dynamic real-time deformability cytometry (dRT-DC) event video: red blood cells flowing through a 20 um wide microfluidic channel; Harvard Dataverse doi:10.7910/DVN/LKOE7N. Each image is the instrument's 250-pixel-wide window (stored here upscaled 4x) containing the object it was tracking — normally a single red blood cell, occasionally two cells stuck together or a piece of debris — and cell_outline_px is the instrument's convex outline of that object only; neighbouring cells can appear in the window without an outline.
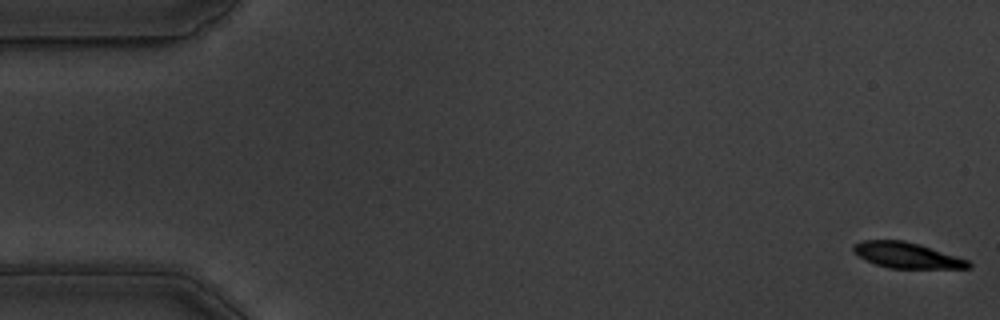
{"species": "common noctule bat (a hibernating species)", "species_latin": "Nyctalus noctula", "temperature_condition": "warm", "stored_images_in_passage": 55, "camera_frame_rate_fps": 3000, "um_per_image_px": 0.085, "animal": {"sex": "male", "body_mass_g": 19.5, "forearm_length_mm": 54.6}, "frame": {"image": 1, "passage_image": 1, "time_ms": 0.0, "image_size_px": [1000, 320], "cell_outline_px": [[972, 268], [888, 268], [876, 264], [852, 252], [852, 248], [856, 244], [864, 240], [904, 240], [920, 244], [968, 260], [972, 264]], "centroid_in_image_um": [77.1, 21.69], "position_along_channel_um": 7.9, "area_um2": 17.05}}
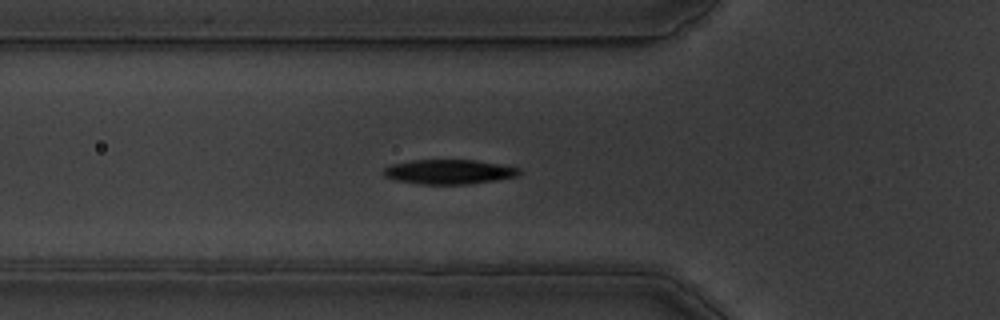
{"frame": {"image": 2, "passage_image": 19, "time_ms": 6.0, "image_size_px": [1000, 320], "cell_outline_px": [[520, 172], [516, 176], [496, 180], [468, 184], [420, 184], [396, 180], [384, 176], [384, 168], [392, 164], [412, 160], [476, 160], [500, 164], [520, 168]], "centroid_in_image_um": [38.16, 14.6], "position_along_channel_um": 87.6, "area_um2": 19.31}}
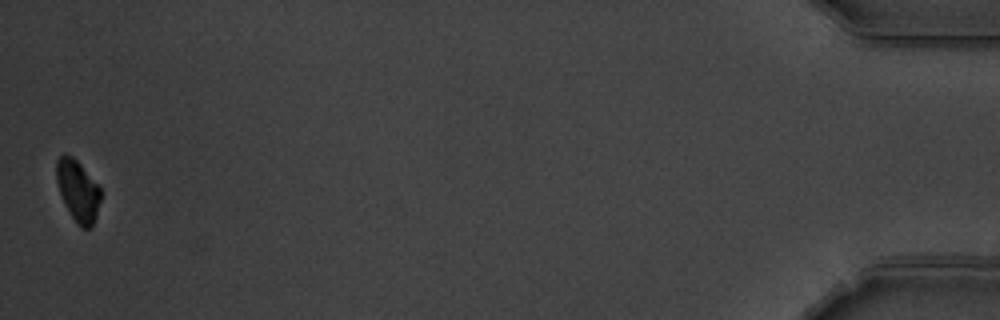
{"frame": {"image": 3, "passage_image": 55, "time_ms": 18.0, "image_size_px": [1000, 320], "cell_outline_px": [[104, 192], [92, 228], [80, 228], [64, 204], [56, 180], [56, 160], [64, 152], [72, 156], [80, 164]], "centroid_in_image_um": [6.64, 16.22], "position_along_channel_um": 428.6, "area_um2": 16.01}, "authors_computed_cell_mechanics": {"area_um2": 19.2474, "velocity_mm_per_s": 3.6281, "shape_relaxation_time_tau1_ms": 3.1298, "shape_relaxation_time_tau2_ms": 7.4791, "deformation_change_tau1": 0.1483, "deformation_change_tau2": 0.1165}}